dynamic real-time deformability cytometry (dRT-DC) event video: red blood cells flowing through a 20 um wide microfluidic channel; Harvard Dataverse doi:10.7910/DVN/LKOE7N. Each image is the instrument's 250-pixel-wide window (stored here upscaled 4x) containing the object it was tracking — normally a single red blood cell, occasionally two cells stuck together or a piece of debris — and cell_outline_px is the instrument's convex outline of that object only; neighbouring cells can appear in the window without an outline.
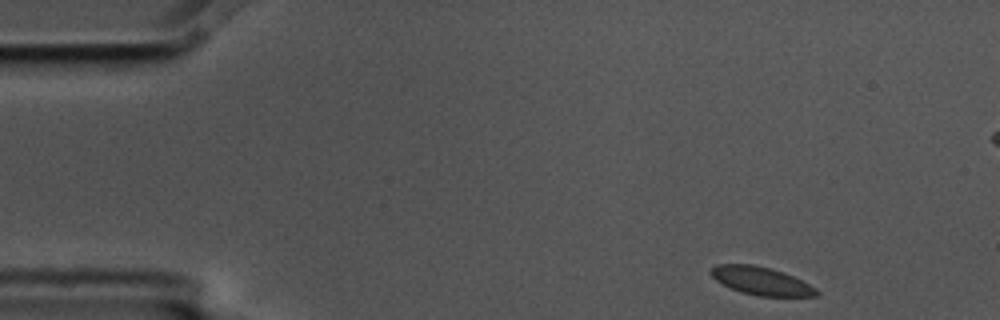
{"species": "common noctule bat (a hibernating species)", "species_latin": "Nyctalus noctula", "temperature_condition": "cold", "stored_images_in_passage": 3, "camera_frame_rate_fps": 3000, "um_per_image_px": 0.085, "animal": {"sex": "male", "body_mass_g": 17.5, "forearm_length_mm": 52.3}, "frame": {"image": 1, "passage_image": 1, "time_ms": 0.0, "image_size_px": [1000, 320], "cell_outline_px": [[820, 296], [760, 296], [744, 292], [732, 288], [716, 280], [708, 272], [716, 264], [752, 264], [772, 268], [784, 272], [816, 288], [820, 292]], "centroid_in_image_um": [64.72, 23.86], "position_along_channel_um": 20.3, "area_um2": 17.11}}